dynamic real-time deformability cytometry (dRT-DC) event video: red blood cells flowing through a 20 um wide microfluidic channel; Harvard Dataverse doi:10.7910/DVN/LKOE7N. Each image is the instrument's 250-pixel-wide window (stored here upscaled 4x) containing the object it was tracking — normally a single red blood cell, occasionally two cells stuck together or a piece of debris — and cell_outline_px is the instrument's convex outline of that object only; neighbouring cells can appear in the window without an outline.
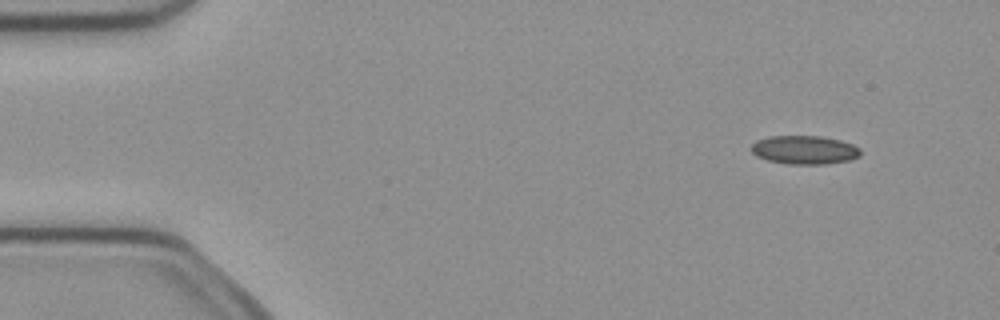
{"species": "common noctule bat (a hibernating species)", "species_latin": "Nyctalus noctula", "temperature_condition": "cold", "stored_images_in_passage": 4, "camera_frame_rate_fps": 3000, "um_per_image_px": 0.085, "animal": {"sex": "female", "body_mass_g": 21.9}, "frame": {"image": 1, "passage_image": 2, "time_ms": 0.333, "image_size_px": [1000, 320], "cell_outline_px": [[860, 156], [848, 160], [824, 164], [788, 164], [768, 160], [756, 156], [752, 152], [752, 144], [756, 140], [768, 136], [820, 136], [840, 140], [852, 144], [860, 148]], "centroid_in_image_um": [68.37, 12.73], "position_along_channel_um": 16.6, "area_um2": 18.15}}